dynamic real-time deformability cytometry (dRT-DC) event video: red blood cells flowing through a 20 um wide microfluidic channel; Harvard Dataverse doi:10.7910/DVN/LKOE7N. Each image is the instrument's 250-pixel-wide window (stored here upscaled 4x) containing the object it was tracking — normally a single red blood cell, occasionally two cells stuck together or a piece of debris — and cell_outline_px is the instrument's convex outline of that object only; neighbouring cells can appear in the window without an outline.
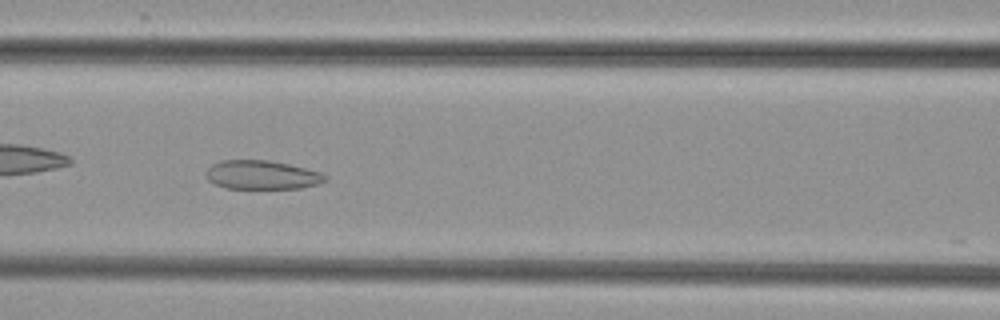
{"species": "common noctule bat (a hibernating species)", "species_latin": "Nyctalus noctula", "temperature_condition": "cold", "stored_images_in_passage": 36, "camera_frame_rate_fps": 3000, "um_per_image_px": 0.085, "animal": {"sex": "female", "body_mass_g": 29.2, "forearm_length_mm": 56.3}, "frame": {"image": 1, "passage_image": 7, "time_ms": 2.0, "image_size_px": [1000, 320], "cell_outline_px": [[328, 180], [316, 184], [300, 188], [224, 188], [208, 180], [204, 176], [204, 172], [212, 164], [220, 160], [268, 160], [288, 164], [320, 172], [328, 176]], "centroid_in_image_um": [22.22, 14.86], "position_along_channel_um": 144.4, "area_um2": 20.06}}
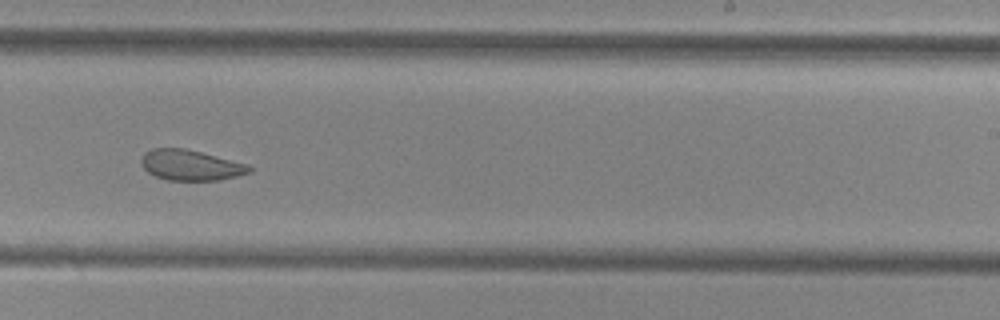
{"frame": {"image": 2, "passage_image": 17, "time_ms": 5.333, "image_size_px": [1000, 320], "cell_outline_px": [[252, 172], [220, 180], [168, 180], [156, 176], [148, 172], [144, 168], [140, 160], [144, 152], [152, 148], [184, 148], [200, 152], [244, 164], [252, 168]], "centroid_in_image_um": [16.15, 14.04], "position_along_channel_um": 272.8, "area_um2": 18.9}}
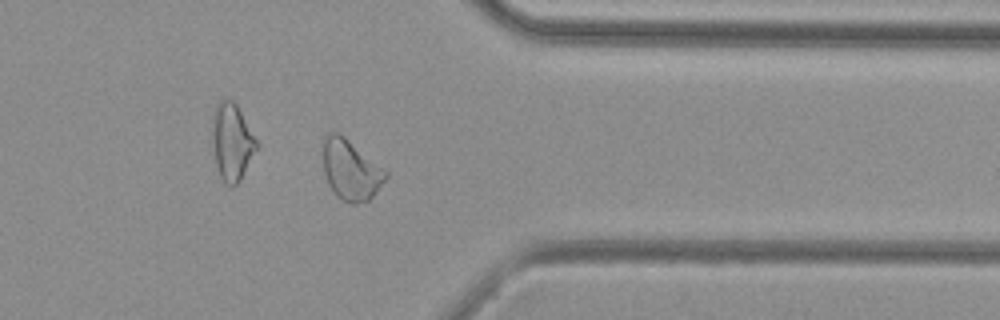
{"frame": {"image": 3, "passage_image": 26, "time_ms": 8.333, "image_size_px": [1000, 320], "cell_outline_px": [[388, 176], [372, 196], [368, 200], [356, 204], [352, 204], [336, 196], [328, 184], [324, 172], [324, 136], [328, 132], [340, 132], [388, 172]], "centroid_in_image_um": [29.81, 14.43], "position_along_channel_um": 381.6, "area_um2": 21.85}}